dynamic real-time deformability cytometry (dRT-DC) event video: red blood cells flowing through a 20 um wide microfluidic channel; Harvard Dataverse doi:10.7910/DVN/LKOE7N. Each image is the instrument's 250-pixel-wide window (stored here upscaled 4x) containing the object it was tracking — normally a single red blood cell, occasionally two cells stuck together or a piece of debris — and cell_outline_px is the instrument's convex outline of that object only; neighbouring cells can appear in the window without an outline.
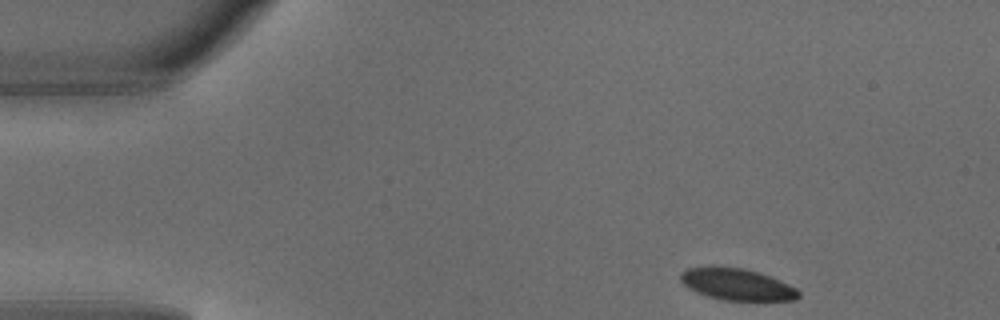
{"species": "common noctule bat (a hibernating species)", "species_latin": "Nyctalus noctula", "temperature_condition": "warm", "stored_images_in_passage": 3, "camera_frame_rate_fps": 3000, "um_per_image_px": 0.085, "animal": {"sex": "male", "body_mass_g": 18.8}, "frame": {"image": 1, "passage_image": 1, "time_ms": 0.0, "image_size_px": [1000, 320], "cell_outline_px": [[800, 296], [796, 300], [756, 304], [720, 300], [696, 292], [688, 288], [680, 280], [680, 272], [688, 268], [744, 268], [760, 272], [788, 284], [796, 288], [800, 292]], "centroid_in_image_um": [62.74, 24.26], "position_along_channel_um": 22.3, "area_um2": 22.54}}